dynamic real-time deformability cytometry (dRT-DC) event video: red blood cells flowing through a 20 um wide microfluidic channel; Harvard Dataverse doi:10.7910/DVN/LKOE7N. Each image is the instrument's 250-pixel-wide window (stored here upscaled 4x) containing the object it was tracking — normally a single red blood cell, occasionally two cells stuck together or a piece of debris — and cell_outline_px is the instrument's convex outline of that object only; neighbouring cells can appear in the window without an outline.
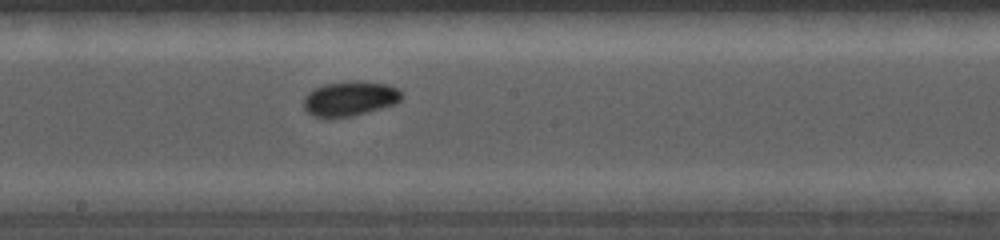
{"species": "common noctule bat (a hibernating species)", "species_latin": "Nyctalus noctula", "temperature_condition": "cold", "stored_images_in_passage": 38, "camera_frame_rate_fps": 5000, "um_per_image_px": 0.085, "animal": {"sex": "female", "body_mass_g": 19.0, "forearm_length_mm": 56.7}, "frame": {"image": 1, "passage_image": 20, "time_ms": 6.6, "image_size_px": [1000, 240], "cell_outline_px": [[404, 96], [396, 104], [352, 116], [328, 120], [312, 116], [304, 108], [304, 96], [312, 88], [324, 84], [356, 80], [388, 84], [400, 88], [404, 92]], "centroid_in_image_um": [29.75, 8.39], "position_along_channel_um": 218.5, "area_um2": 20.58}}
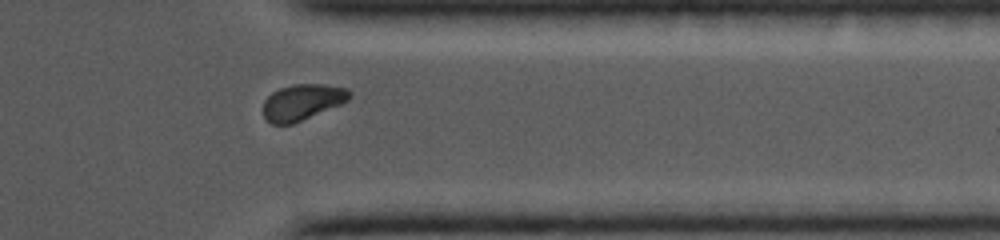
{"frame": {"image": 2, "passage_image": 31, "time_ms": 10.2, "image_size_px": [1000, 240], "cell_outline_px": [[352, 96], [348, 100], [340, 104], [292, 124], [272, 124], [264, 116], [264, 100], [272, 92], [280, 88], [292, 84], [324, 84], [348, 88], [352, 92]], "centroid_in_image_um": [25.71, 8.66], "position_along_channel_um": 385.7, "area_um2": 17.98}}
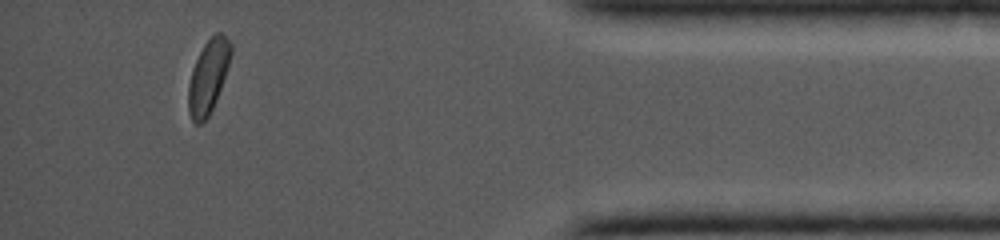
{"frame": {"image": 3, "passage_image": 35, "time_ms": 11.6, "image_size_px": [1000, 240], "cell_outline_px": [[232, 52], [216, 100], [208, 116], [200, 124], [196, 124], [192, 120], [188, 112], [188, 84], [192, 68], [204, 44], [216, 32], [220, 32], [232, 44]], "centroid_in_image_um": [17.68, 6.51], "position_along_channel_um": 417.5, "area_um2": 17.86}}